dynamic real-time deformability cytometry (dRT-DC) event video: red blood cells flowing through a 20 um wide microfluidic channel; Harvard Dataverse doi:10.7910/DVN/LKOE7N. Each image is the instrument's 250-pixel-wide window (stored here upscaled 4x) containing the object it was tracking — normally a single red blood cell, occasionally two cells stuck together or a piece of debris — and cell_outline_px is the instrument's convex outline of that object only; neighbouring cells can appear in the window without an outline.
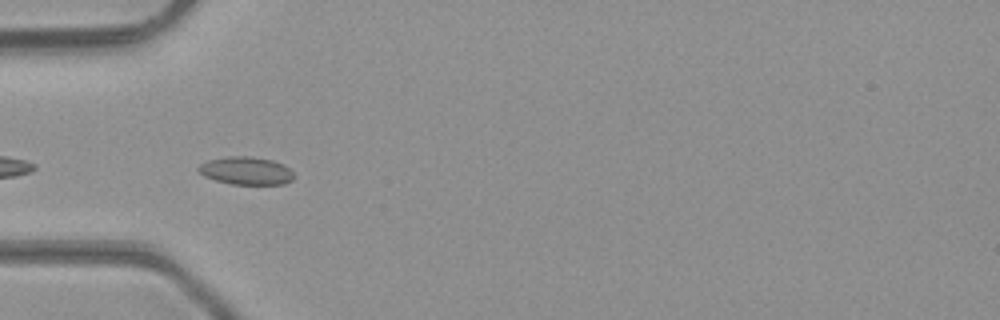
{"species": "common noctule bat (a hibernating species)", "species_latin": "Nyctalus noctula", "temperature_condition": "room temperature", "stored_images_in_passage": 7, "camera_frame_rate_fps": 3000, "um_per_image_px": 0.085, "animal": {"sex": "male", "body_mass_g": 23.1, "forearm_length_mm": 52.7}, "frame": {"image": 1, "passage_image": 2, "time_ms": 0.333, "image_size_px": [1000, 320], "cell_outline_px": [[292, 180], [284, 184], [232, 184], [216, 180], [204, 176], [196, 168], [200, 164], [208, 160], [228, 156], [252, 156], [272, 160], [284, 164], [292, 172]], "centroid_in_image_um": [20.9, 14.5], "position_along_channel_um": 64.1, "area_um2": 15.43}}